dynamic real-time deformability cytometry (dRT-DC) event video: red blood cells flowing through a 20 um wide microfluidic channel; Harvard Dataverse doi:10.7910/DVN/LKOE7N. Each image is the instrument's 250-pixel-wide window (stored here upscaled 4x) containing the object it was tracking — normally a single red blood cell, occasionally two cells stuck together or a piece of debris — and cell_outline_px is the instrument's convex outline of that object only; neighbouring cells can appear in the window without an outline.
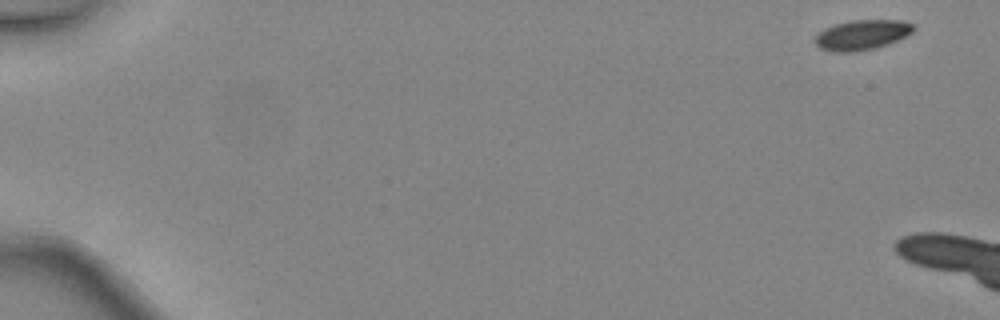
{"species": "common noctule bat (a hibernating species)", "species_latin": "Nyctalus noctula", "temperature_condition": "warm", "stored_images_in_passage": 2, "camera_frame_rate_fps": 3000, "um_per_image_px": 0.085, "animal": {"sex": "female", "body_mass_g": 24.6, "forearm_length_mm": 56.2}, "frame": {"image": 1, "passage_image": 1, "time_ms": 0.0, "image_size_px": [1000, 320], "cell_outline_px": [[916, 28], [908, 36], [888, 44], [876, 48], [852, 52], [832, 52], [820, 48], [812, 40], [824, 28], [836, 24], [852, 20], [900, 20], [912, 24]], "centroid_in_image_um": [73.27, 2.97], "position_along_channel_um": 11.7, "area_um2": 17.34}}